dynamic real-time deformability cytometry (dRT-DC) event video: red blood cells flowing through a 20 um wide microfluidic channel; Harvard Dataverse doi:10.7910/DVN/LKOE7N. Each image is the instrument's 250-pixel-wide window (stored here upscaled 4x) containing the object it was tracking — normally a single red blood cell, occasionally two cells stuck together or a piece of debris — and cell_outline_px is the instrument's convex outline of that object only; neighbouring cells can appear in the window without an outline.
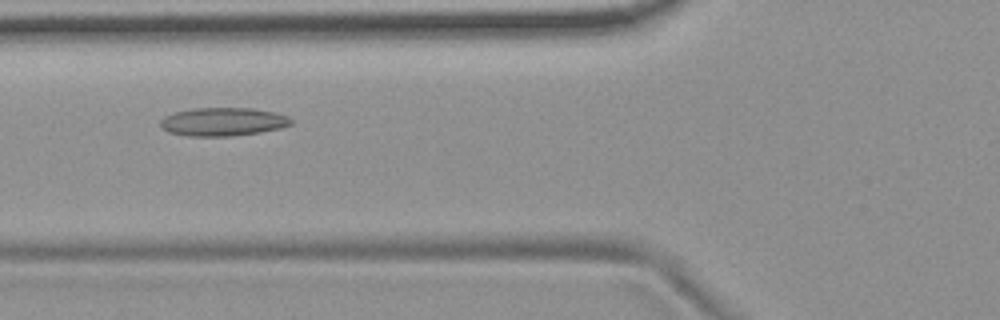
{"species": "common noctule bat (a hibernating species)", "species_latin": "Nyctalus noctula", "temperature_condition": "room temperature", "stored_images_in_passage": 13, "camera_frame_rate_fps": 3000, "um_per_image_px": 0.085, "animal": {"sex": "female", "body_mass_g": 19.9}, "frame": {"image": 1, "passage_image": 4, "time_ms": 4.333, "image_size_px": [1000, 320], "cell_outline_px": [[292, 124], [280, 128], [260, 132], [232, 136], [188, 136], [168, 132], [160, 124], [160, 120], [164, 116], [172, 112], [192, 108], [252, 108], [276, 112], [288, 116], [292, 120]], "centroid_in_image_um": [18.95, 10.34], "position_along_channel_um": 106.9, "area_um2": 21.73}}